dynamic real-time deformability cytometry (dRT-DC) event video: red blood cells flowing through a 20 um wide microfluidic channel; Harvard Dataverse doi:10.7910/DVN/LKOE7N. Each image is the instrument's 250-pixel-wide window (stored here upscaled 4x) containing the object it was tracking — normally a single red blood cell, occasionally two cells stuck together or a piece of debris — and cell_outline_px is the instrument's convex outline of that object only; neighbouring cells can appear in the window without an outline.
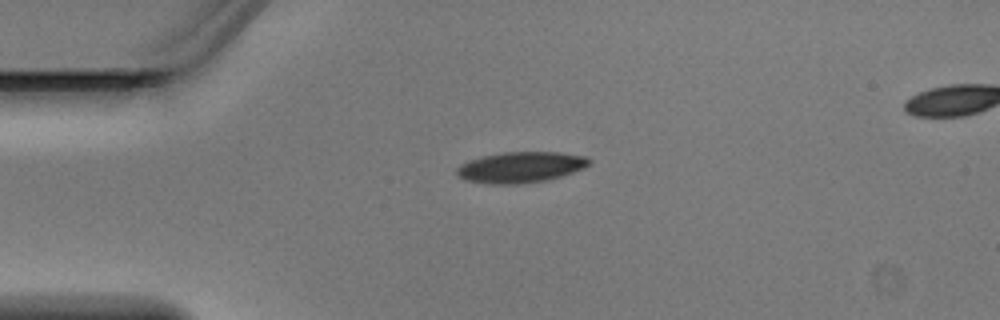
{"species": "Egyptian fruit bat (a non-hibernating species)", "species_latin": "Rousettus aegyptiacus", "temperature_condition": "warm", "stored_images_in_passage": 3, "camera_frame_rate_fps": 3000, "um_per_image_px": 0.085, "animal": {"sex": "male"}, "frame": {"image": 1, "passage_image": 1, "time_ms": 0.0, "image_size_px": [1000, 320], "cell_outline_px": [[592, 160], [584, 168], [548, 180], [524, 184], [484, 184], [464, 180], [456, 172], [456, 168], [460, 164], [468, 160], [484, 156], [504, 152], [560, 152], [588, 156]], "centroid_in_image_um": [44.25, 14.22], "position_along_channel_um": 40.7, "area_um2": 24.04}}
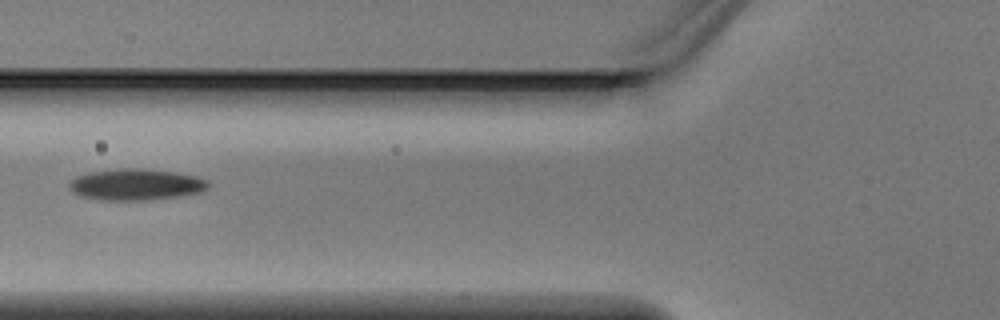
{"frame": {"image": 2, "passage_image": 3, "time_ms": 0.667, "image_size_px": [1000, 320], "cell_outline_px": [[212, 184], [208, 188], [200, 192], [180, 196], [148, 200], [100, 200], [80, 196], [72, 192], [68, 184], [76, 176], [92, 172], [128, 168], [132, 168], [176, 172], [196, 176], [208, 180]], "centroid_in_image_um": [11.59, 15.7], "position_along_channel_um": 114.2, "area_um2": 25.32}}